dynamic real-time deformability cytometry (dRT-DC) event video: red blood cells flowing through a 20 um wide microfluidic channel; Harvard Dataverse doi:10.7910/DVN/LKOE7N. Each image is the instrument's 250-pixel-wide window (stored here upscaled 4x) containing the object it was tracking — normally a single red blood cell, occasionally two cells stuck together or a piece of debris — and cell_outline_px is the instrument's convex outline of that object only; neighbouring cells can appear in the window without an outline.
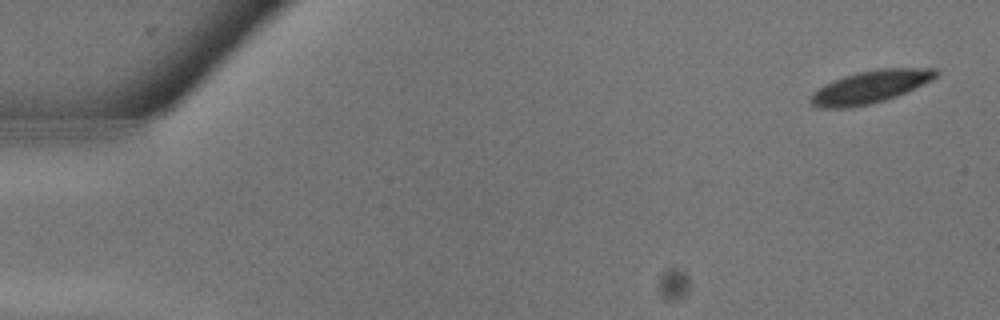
{"species": "common noctule bat (a hibernating species)", "species_latin": "Nyctalus noctula", "temperature_condition": "warm", "stored_images_in_passage": 20, "camera_frame_rate_fps": 3000, "um_per_image_px": 0.085, "animal": {"sex": "male", "body_mass_g": 13.3}, "frame": {"image": 1, "passage_image": 1, "time_ms": 0.0, "image_size_px": [1000, 320], "cell_outline_px": [[940, 72], [932, 80], [896, 96], [872, 104], [852, 108], [820, 108], [812, 104], [808, 100], [812, 92], [824, 84], [844, 76], [860, 72], [880, 68], [936, 68]], "centroid_in_image_um": [73.95, 7.39], "position_along_channel_um": 11.1, "area_um2": 23.81}}
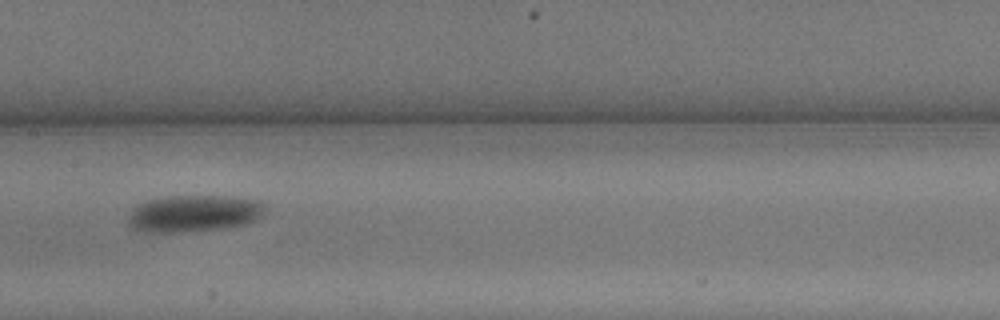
{"frame": {"image": 2, "passage_image": 14, "time_ms": 4.333, "image_size_px": [1000, 320], "cell_outline_px": [[268, 208], [260, 216], [248, 224], [228, 228], [184, 232], [140, 232], [128, 228], [128, 216], [132, 208], [136, 204], [144, 200], [168, 196], [232, 196], [260, 200], [268, 204]], "centroid_in_image_um": [16.47, 18.14], "position_along_channel_um": 190.9, "area_um2": 30.35}}
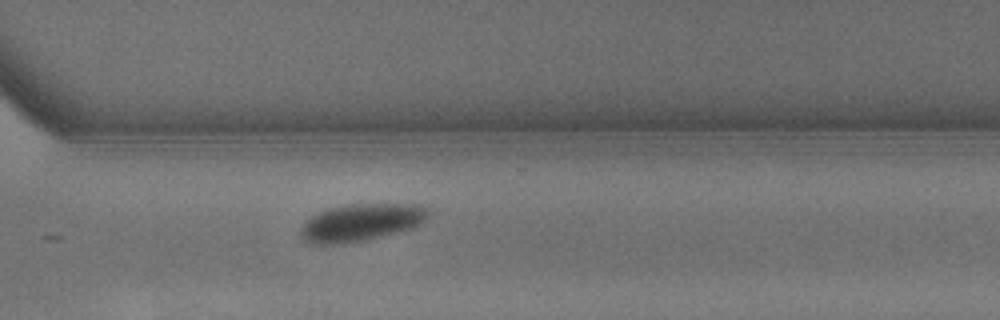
{"frame": {"image": 3, "passage_image": 20, "time_ms": 6.333, "image_size_px": [1000, 320], "cell_outline_px": [[432, 212], [420, 224], [412, 228], [364, 240], [336, 244], [308, 244], [300, 236], [300, 228], [312, 216], [328, 208], [348, 204], [416, 204], [428, 208]], "centroid_in_image_um": [30.69, 18.9], "position_along_channel_um": 339.9, "area_um2": 27.63}}